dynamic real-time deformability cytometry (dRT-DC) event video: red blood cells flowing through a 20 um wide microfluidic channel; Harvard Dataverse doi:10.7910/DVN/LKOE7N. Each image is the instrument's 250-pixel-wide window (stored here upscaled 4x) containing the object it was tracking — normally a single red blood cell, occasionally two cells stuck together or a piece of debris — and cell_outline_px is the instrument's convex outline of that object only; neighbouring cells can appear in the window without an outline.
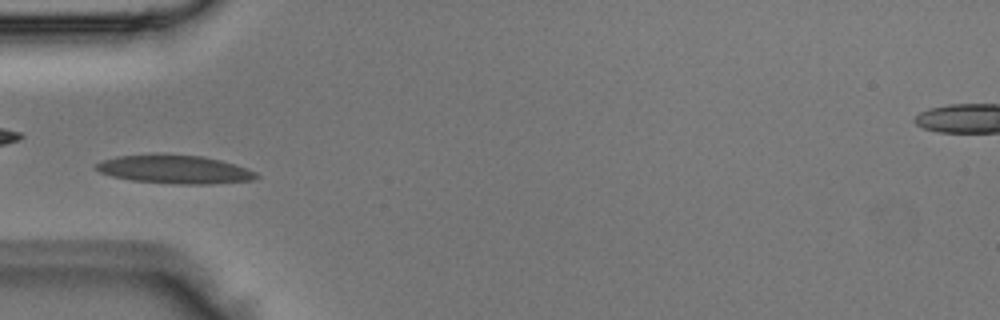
{"species": "Egyptian fruit bat (a non-hibernating species)", "species_latin": "Rousettus aegyptiacus", "temperature_condition": "room temperature", "stored_images_in_passage": 4, "camera_frame_rate_fps": 3000, "um_per_image_px": 0.085, "animal": {"sex": "male"}, "frame": {"image": 1, "passage_image": 4, "time_ms": 1.0, "image_size_px": [1000, 320], "cell_outline_px": [[260, 176], [252, 180], [212, 184], [176, 184], [132, 180], [112, 176], [100, 172], [92, 164], [104, 160], [120, 156], [164, 152], [204, 156], [220, 160], [248, 168], [256, 172]], "centroid_in_image_um": [14.86, 14.37], "position_along_channel_um": 70.1, "area_um2": 27.05}}